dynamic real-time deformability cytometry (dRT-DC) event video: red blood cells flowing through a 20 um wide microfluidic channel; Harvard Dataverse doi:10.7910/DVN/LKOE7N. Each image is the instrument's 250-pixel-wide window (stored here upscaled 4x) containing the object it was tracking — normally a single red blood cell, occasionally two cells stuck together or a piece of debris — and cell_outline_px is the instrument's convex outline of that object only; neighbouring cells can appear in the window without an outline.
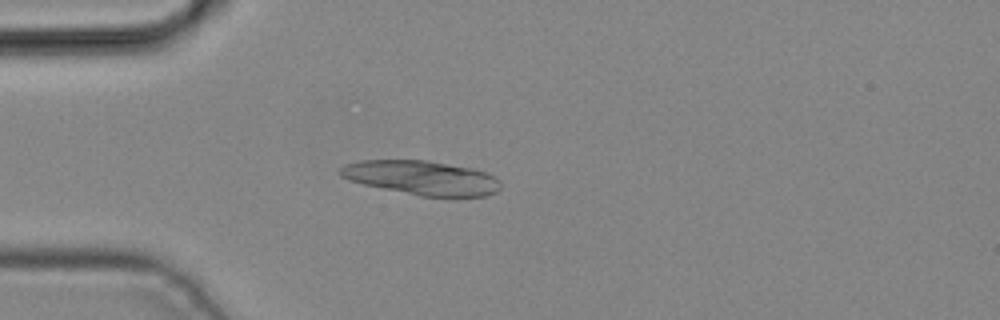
{"species": "common noctule bat (a hibernating species)", "species_latin": "Nyctalus noctula", "temperature_condition": "cold", "stored_images_in_passage": 2, "camera_frame_rate_fps": 3000, "um_per_image_px": 0.085, "animal": {"sex": "male", "body_mass_g": 19.2, "forearm_length_mm": 51.8}, "frame": {"image": 1, "passage_image": 2, "time_ms": 0.333, "image_size_px": [1000, 320], "cell_outline_px": [[500, 188], [496, 192], [488, 196], [420, 196], [364, 184], [348, 180], [340, 176], [340, 168], [344, 164], [360, 160], [428, 160], [472, 168], [488, 172], [496, 176], [500, 180]], "centroid_in_image_um": [35.87, 15.1], "position_along_channel_um": 49.1, "area_um2": 32.08}}